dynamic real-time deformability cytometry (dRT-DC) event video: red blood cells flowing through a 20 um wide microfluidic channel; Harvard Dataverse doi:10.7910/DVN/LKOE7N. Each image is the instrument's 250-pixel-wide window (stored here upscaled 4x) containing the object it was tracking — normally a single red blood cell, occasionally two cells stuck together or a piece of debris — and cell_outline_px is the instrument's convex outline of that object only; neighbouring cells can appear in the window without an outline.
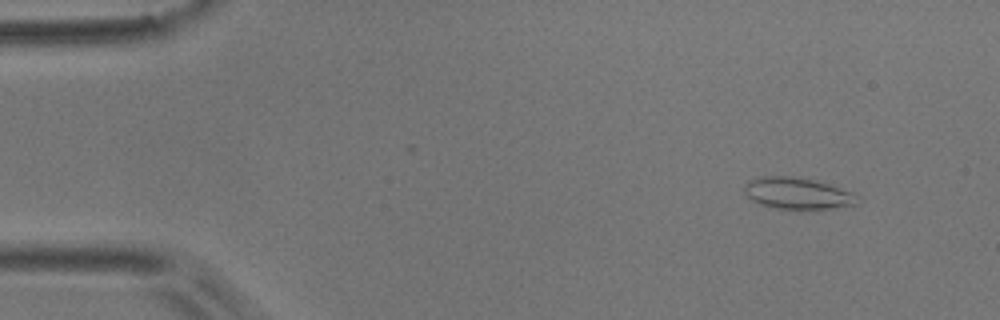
{"species": "common noctule bat (a hibernating species)", "species_latin": "Nyctalus noctula", "temperature_condition": "room temperature", "stored_images_in_passage": 6, "camera_frame_rate_fps": 3000, "um_per_image_px": 0.085, "animal": {"sex": "male", "body_mass_g": 17.9}, "frame": {"image": 1, "passage_image": 1, "time_ms": 0.0, "image_size_px": [1000, 320], "cell_outline_px": [[860, 200], [856, 204], [828, 208], [776, 208], [760, 204], [752, 200], [744, 192], [744, 184], [748, 180], [760, 176], [792, 176], [812, 180], [828, 184], [852, 192], [860, 196]], "centroid_in_image_um": [67.76, 16.41], "position_along_channel_um": 17.2, "area_um2": 20.52}}